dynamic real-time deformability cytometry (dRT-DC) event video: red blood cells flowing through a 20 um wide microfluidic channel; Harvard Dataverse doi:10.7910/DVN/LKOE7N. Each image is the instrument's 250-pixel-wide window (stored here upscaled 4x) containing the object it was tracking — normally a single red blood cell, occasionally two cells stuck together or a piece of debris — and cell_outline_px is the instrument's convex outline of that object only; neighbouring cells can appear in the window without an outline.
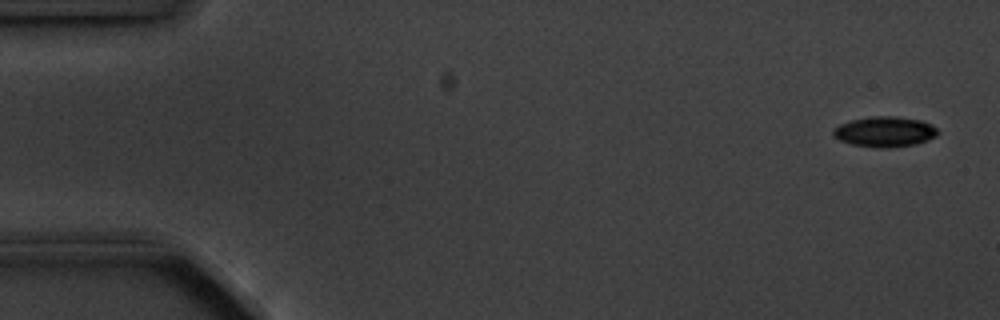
{"species": "common noctule bat (a hibernating species)", "species_latin": "Nyctalus noctula", "temperature_condition": "cold", "stored_images_in_passage": 5, "camera_frame_rate_fps": 3000, "um_per_image_px": 0.085, "animal": {"sex": "male", "body_mass_g": 20.1, "forearm_length_mm": 53.5}, "frame": {"image": 1, "passage_image": 1, "time_ms": 0.0, "image_size_px": [1000, 320], "cell_outline_px": [[940, 132], [936, 136], [928, 140], [916, 144], [888, 148], [880, 148], [852, 144], [840, 140], [832, 136], [832, 128], [840, 124], [852, 120], [872, 116], [896, 116], [920, 120], [932, 124]], "centroid_in_image_um": [75.21, 11.19], "position_along_channel_um": 9.8, "area_um2": 18.61}}
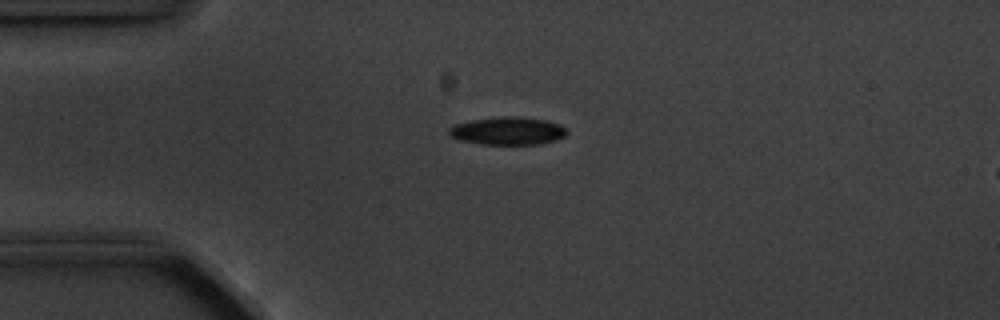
{"frame": {"image": 2, "passage_image": 4, "time_ms": 3.667, "image_size_px": [1000, 320], "cell_outline_px": [[568, 132], [564, 136], [556, 140], [540, 144], [480, 144], [460, 140], [452, 136], [448, 132], [448, 128], [452, 124], [472, 120], [504, 116], [516, 116], [544, 120], [560, 124]], "centroid_in_image_um": [43.14, 11.12], "position_along_channel_um": 41.9, "area_um2": 19.07}}